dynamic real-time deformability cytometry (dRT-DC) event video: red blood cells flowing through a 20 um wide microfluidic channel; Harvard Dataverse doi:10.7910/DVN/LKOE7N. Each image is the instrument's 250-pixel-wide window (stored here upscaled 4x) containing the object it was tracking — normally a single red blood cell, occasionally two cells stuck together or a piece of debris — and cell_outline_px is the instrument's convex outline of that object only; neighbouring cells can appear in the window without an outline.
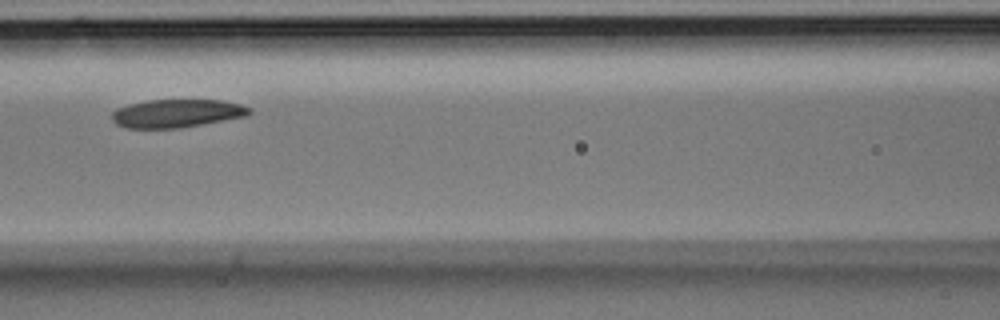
{"species": "Egyptian fruit bat (a non-hibernating species)", "species_latin": "Rousettus aegyptiacus", "temperature_condition": "room temperature", "stored_images_in_passage": 3, "camera_frame_rate_fps": 3000, "um_per_image_px": 0.085, "animal": {"sex": "male"}, "frame": {"image": 1, "passage_image": 3, "time_ms": 0.667, "image_size_px": [1000, 320], "cell_outline_px": [[252, 112], [248, 116], [180, 128], [124, 128], [116, 124], [112, 120], [112, 112], [116, 108], [128, 104], [148, 100], [224, 100], [240, 104], [252, 108]], "centroid_in_image_um": [15.03, 9.63], "position_along_channel_um": 151.6, "area_um2": 22.83}}